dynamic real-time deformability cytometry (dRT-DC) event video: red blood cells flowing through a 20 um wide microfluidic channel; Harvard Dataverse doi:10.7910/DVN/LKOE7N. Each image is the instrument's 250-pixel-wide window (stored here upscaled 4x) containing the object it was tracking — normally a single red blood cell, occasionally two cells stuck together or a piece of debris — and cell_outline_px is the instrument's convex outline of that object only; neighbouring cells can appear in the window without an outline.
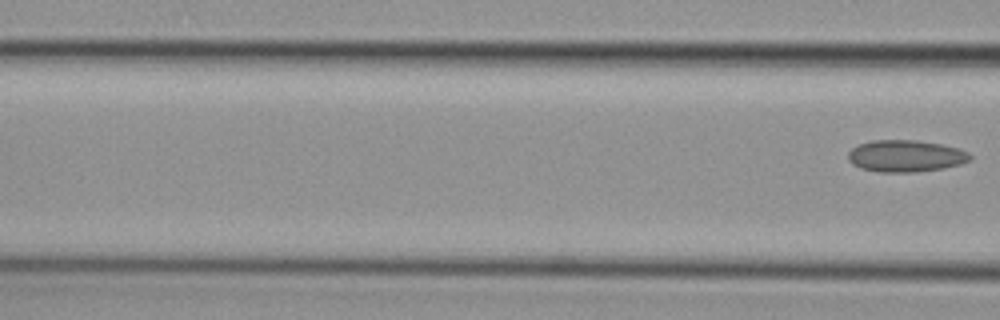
{"species": "common noctule bat (a hibernating species)", "species_latin": "Nyctalus noctula", "temperature_condition": "cold", "stored_images_in_passage": 4, "segment_of_instrument_passage": [2, 2], "camera_frame_rate_fps": 3000, "um_per_image_px": 0.085, "animal": {"sex": "female", "body_mass_g": 29.2, "forearm_length_mm": 56.3}, "frame": {"image": 1, "passage_image": 4, "time_ms": 1.0, "image_size_px": [1000, 320], "cell_outline_px": [[972, 156], [968, 160], [960, 164], [944, 168], [916, 172], [880, 172], [860, 168], [852, 164], [848, 160], [848, 152], [852, 148], [860, 144], [872, 140], [916, 140], [940, 144], [956, 148], [968, 152]], "centroid_in_image_um": [76.95, 13.26], "position_along_channel_um": 89.7, "area_um2": 22.54}}